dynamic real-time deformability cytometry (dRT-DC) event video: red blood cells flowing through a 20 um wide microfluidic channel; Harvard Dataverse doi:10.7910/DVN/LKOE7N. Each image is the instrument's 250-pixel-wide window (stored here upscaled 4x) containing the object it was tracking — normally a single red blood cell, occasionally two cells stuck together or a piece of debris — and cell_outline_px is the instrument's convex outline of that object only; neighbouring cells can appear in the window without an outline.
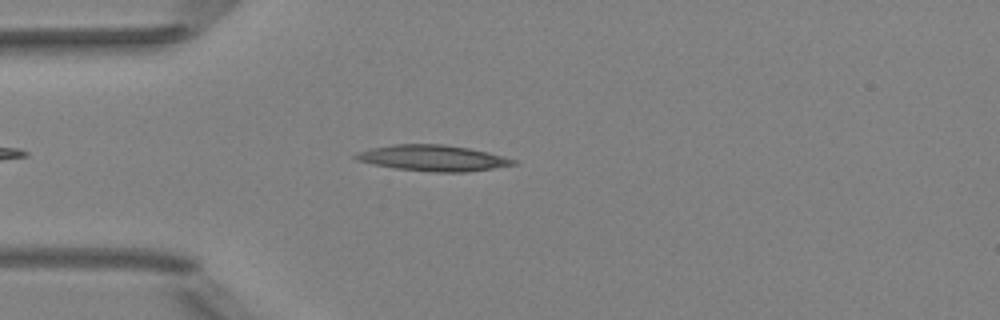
{"species": "Egyptian fruit bat (a non-hibernating species)", "species_latin": "Rousettus aegyptiacus", "temperature_condition": "room temperature", "stored_images_in_passage": 41, "camera_frame_rate_fps": 3000, "um_per_image_px": 0.085, "animal": {"sex": "female"}, "frame": {"image": 1, "passage_image": 7, "time_ms": 2.0, "image_size_px": [1000, 320], "cell_outline_px": [[520, 160], [516, 164], [468, 172], [432, 172], [396, 168], [372, 164], [356, 160], [352, 156], [356, 152], [372, 148], [392, 144], [444, 144], [468, 148], [488, 152]], "centroid_in_image_um": [36.8, 13.43], "position_along_channel_um": 48.2, "area_um2": 23.93}}
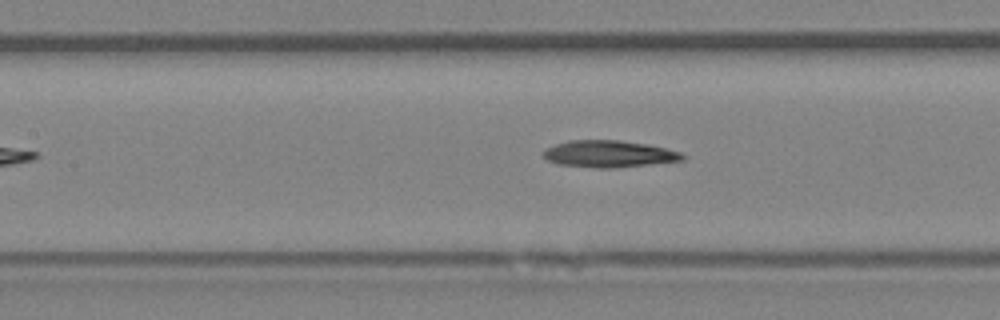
{"frame": {"image": 2, "passage_image": 16, "time_ms": 5.0, "image_size_px": [1000, 320], "cell_outline_px": [[688, 156], [684, 160], [612, 168], [596, 168], [556, 164], [548, 160], [540, 152], [556, 144], [568, 140], [620, 140], [648, 144], [668, 148], [680, 152]], "centroid_in_image_um": [51.78, 13.08], "position_along_channel_um": 155.6, "area_um2": 21.91}}
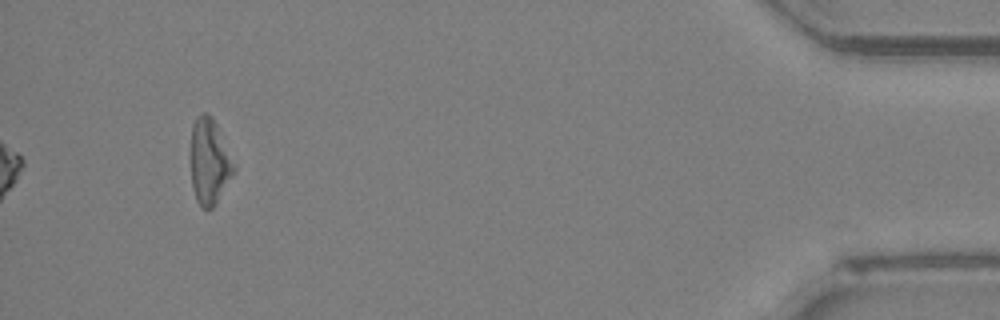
{"frame": {"image": 3, "passage_image": 41, "time_ms": 13.333, "image_size_px": [1000, 320], "cell_outline_px": [[236, 172], [216, 204], [212, 208], [200, 208], [196, 200], [192, 188], [192, 124], [196, 116], [204, 112], [208, 112], [212, 116], [236, 164]], "centroid_in_image_um": [17.84, 13.75], "position_along_channel_um": 417.4, "area_um2": 21.79}}